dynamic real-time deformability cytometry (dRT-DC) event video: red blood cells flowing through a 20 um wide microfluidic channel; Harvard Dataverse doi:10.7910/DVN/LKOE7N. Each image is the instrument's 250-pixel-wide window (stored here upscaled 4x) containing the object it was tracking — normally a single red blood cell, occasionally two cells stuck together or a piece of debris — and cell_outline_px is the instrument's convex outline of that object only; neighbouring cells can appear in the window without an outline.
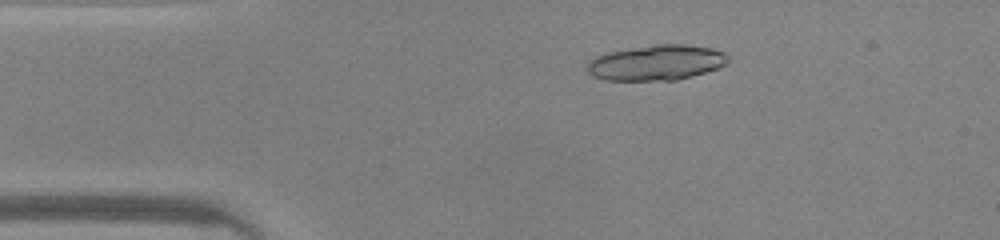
{"species": "common noctule bat (a hibernating species)", "species_latin": "Nyctalus noctula", "temperature_condition": "warm", "stored_images_in_passage": 46, "camera_frame_rate_fps": 3000, "um_per_image_px": 0.085, "animal": {"sex": "male", "body_mass_g": 20.0, "forearm_length_mm": 53.3}, "frame": {"image": 1, "passage_image": 8, "time_ms": 2.333, "image_size_px": [1000, 240], "cell_outline_px": [[728, 60], [724, 64], [716, 68], [704, 72], [676, 80], [604, 80], [592, 76], [588, 72], [588, 64], [596, 56], [608, 52], [656, 44], [684, 44], [712, 48], [724, 52], [728, 56]], "centroid_in_image_um": [55.78, 5.32], "position_along_channel_um": 29.2, "area_um2": 28.67}}